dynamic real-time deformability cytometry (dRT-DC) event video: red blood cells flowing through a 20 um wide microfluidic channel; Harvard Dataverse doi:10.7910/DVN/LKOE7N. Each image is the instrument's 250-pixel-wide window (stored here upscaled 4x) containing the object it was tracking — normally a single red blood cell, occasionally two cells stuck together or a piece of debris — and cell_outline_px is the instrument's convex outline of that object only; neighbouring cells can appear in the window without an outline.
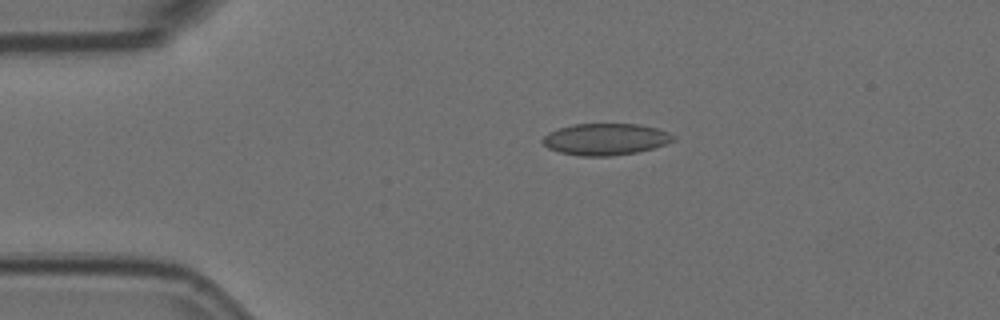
{"species": "Egyptian fruit bat (a non-hibernating species)", "species_latin": "Rousettus aegyptiacus", "temperature_condition": "room temperature", "stored_images_in_passage": 11, "camera_frame_rate_fps": 3000, "um_per_image_px": 0.085, "animal": {"sex": "female"}, "frame": {"image": 1, "passage_image": 3, "time_ms": 0.667, "image_size_px": [1000, 320], "cell_outline_px": [[676, 140], [652, 148], [636, 152], [612, 156], [580, 156], [560, 152], [548, 148], [540, 140], [548, 132], [556, 128], [572, 124], [640, 124], [656, 128], [668, 132], [676, 136]], "centroid_in_image_um": [51.44, 11.83], "position_along_channel_um": 33.6, "area_um2": 24.22}}
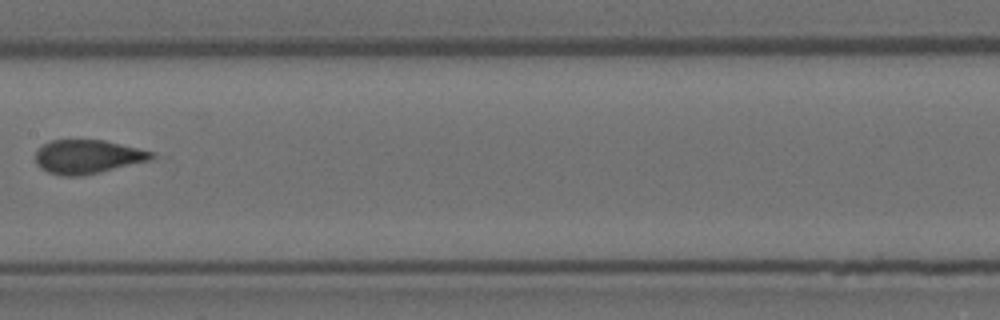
{"frame": {"image": 2, "passage_image": 8, "time_ms": 2.333, "image_size_px": [1000, 320], "cell_outline_px": [[156, 156], [152, 160], [80, 176], [64, 176], [48, 172], [40, 168], [36, 164], [36, 152], [44, 144], [52, 140], [104, 140], [152, 152]], "centroid_in_image_um": [7.43, 13.32], "position_along_channel_um": 200.0, "area_um2": 22.6}}
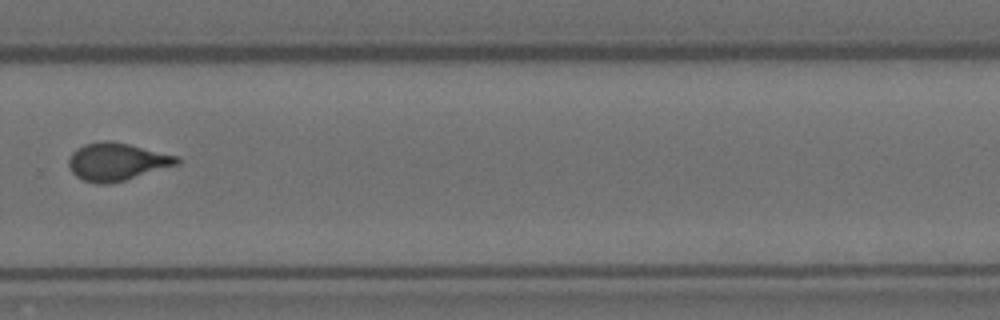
{"frame": {"image": 3, "passage_image": 11, "time_ms": 3.333, "image_size_px": [1000, 320], "cell_outline_px": [[180, 164], [124, 180], [108, 184], [96, 184], [84, 180], [76, 176], [72, 172], [68, 164], [68, 160], [72, 152], [76, 148], [84, 144], [104, 140], [112, 140], [180, 156]], "centroid_in_image_um": [9.94, 13.73], "position_along_channel_um": 319.9, "area_um2": 23.93}}